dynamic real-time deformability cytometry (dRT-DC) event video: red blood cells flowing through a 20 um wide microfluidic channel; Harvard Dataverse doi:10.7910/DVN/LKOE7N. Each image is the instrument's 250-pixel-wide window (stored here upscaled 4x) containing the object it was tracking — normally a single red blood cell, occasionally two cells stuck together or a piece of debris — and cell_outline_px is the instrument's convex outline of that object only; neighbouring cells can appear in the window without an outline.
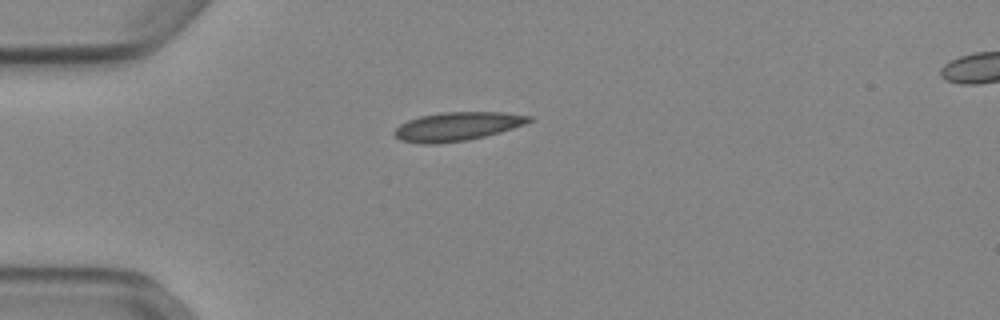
{"species": "Egyptian fruit bat (a non-hibernating species)", "species_latin": "Rousettus aegyptiacus", "temperature_condition": "cold", "stored_images_in_passage": 39, "camera_frame_rate_fps": 3000, "um_per_image_px": 0.085, "animal": {"sex": "female"}, "frame": {"image": 1, "passage_image": 1, "time_ms": 0.0, "image_size_px": [1000, 320], "cell_outline_px": [[532, 120], [524, 124], [500, 132], [468, 140], [436, 144], [420, 144], [400, 140], [392, 132], [400, 124], [408, 120], [420, 116], [440, 112], [504, 112], [532, 116]], "centroid_in_image_um": [38.83, 10.75], "position_along_channel_um": 46.2, "area_um2": 22.54}}
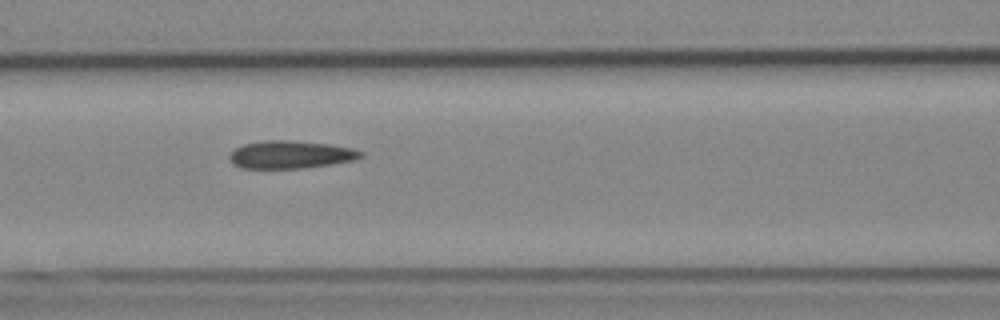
{"frame": {"image": 2, "passage_image": 10, "time_ms": 3.0, "image_size_px": [1000, 320], "cell_outline_px": [[364, 156], [352, 160], [332, 164], [304, 168], [240, 168], [232, 164], [228, 156], [236, 148], [244, 144], [264, 140], [292, 140], [328, 144], [352, 148], [364, 152]], "centroid_in_image_um": [24.69, 13.14], "position_along_channel_um": 141.9, "area_um2": 21.27}}
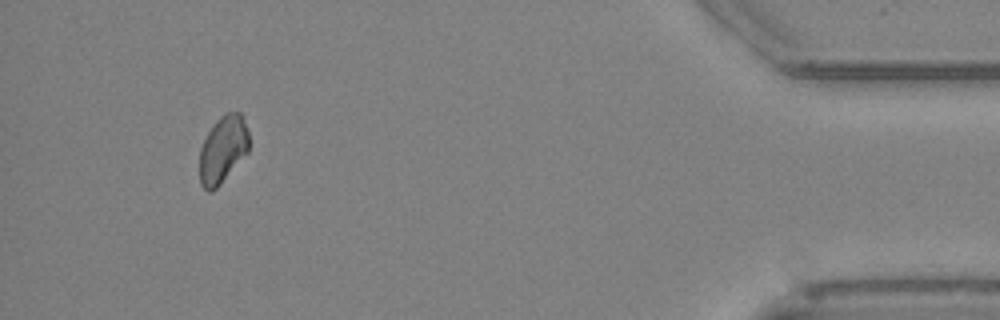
{"frame": {"image": 3, "passage_image": 36, "time_ms": 11.667, "image_size_px": [1000, 320], "cell_outline_px": [[248, 152], [220, 184], [212, 192], [208, 192], [200, 184], [200, 148], [208, 132], [216, 120], [224, 112], [240, 112], [248, 132]], "centroid_in_image_um": [18.93, 12.7], "position_along_channel_um": 416.3, "area_um2": 19.19}, "authors_computed_cell_mechanics": {"area_um2": 20.7502, "velocity_mm_per_s": 3.8901, "shape_relaxation_time_tau1_ms": null, "shape_relaxation_time_tau2_ms": 3.6386, "deformation_change_tau1": null, "deformation_change_tau2": 0.0778}}